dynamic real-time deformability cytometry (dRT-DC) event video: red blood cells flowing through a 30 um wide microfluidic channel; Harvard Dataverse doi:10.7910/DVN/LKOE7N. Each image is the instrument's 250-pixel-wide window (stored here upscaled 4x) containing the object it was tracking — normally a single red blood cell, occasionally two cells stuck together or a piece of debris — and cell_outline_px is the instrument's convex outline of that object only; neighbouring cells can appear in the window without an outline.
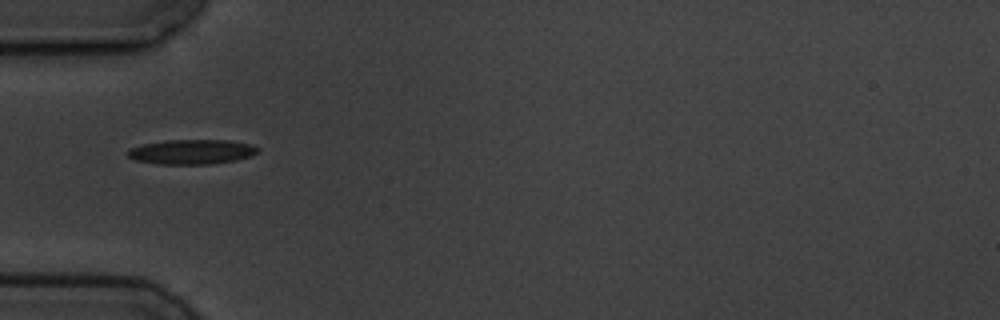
{"species": "common noctule bat (a hibernating species)", "species_latin": "Nyctalus noctula", "temperature_condition": "cold", "stored_images_in_passage": 7, "camera_frame_rate_fps": 3000, "um_per_image_px": 0.085, "animal": {"sex": "male", "body_mass_g": 19.5, "forearm_length_mm": 54.6}, "frame": {"image": 1, "passage_image": 1, "time_ms": 0.0, "image_size_px": [1000, 320], "cell_outline_px": [[256, 152], [252, 156], [236, 160], [208, 164], [156, 164], [136, 160], [128, 156], [128, 152], [132, 148], [144, 144], [164, 140], [228, 140], [252, 144], [256, 148]], "centroid_in_image_um": [16.3, 12.9], "position_along_channel_um": 68.7, "area_um2": 18.55}}
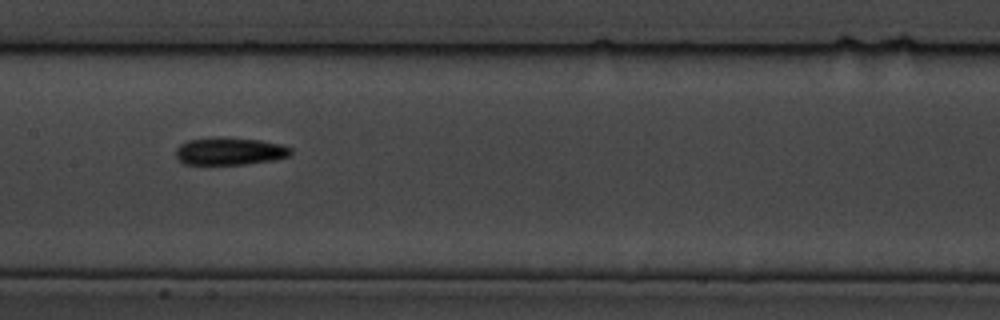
{"frame": {"image": 2, "passage_image": 4, "time_ms": 3.333, "image_size_px": [1000, 320], "cell_outline_px": [[292, 152], [288, 156], [272, 160], [244, 164], [184, 164], [176, 156], [176, 148], [180, 144], [188, 140], [216, 136], [260, 140], [280, 144], [292, 148]], "centroid_in_image_um": [19.5, 12.84], "position_along_channel_um": 187.9, "area_um2": 18.44}}
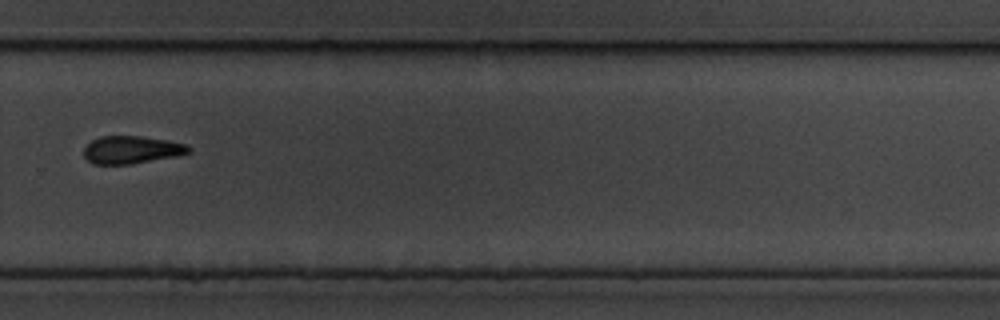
{"frame": {"image": 3, "passage_image": 7, "time_ms": 7.0, "image_size_px": [1000, 320], "cell_outline_px": [[192, 152], [176, 156], [132, 164], [92, 164], [84, 156], [84, 148], [92, 140], [100, 136], [140, 136], [188, 144], [192, 148]], "centroid_in_image_um": [11.2, 12.73], "position_along_channel_um": 318.6, "area_um2": 16.94}}